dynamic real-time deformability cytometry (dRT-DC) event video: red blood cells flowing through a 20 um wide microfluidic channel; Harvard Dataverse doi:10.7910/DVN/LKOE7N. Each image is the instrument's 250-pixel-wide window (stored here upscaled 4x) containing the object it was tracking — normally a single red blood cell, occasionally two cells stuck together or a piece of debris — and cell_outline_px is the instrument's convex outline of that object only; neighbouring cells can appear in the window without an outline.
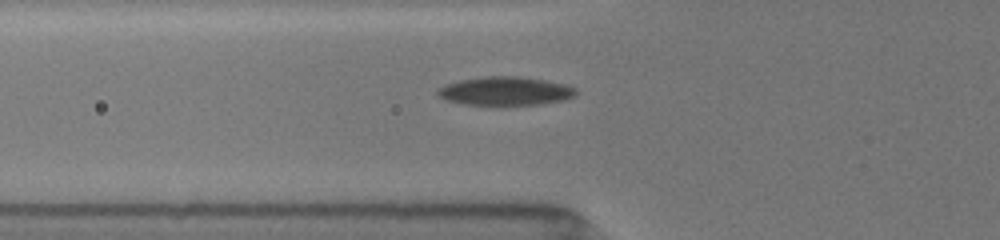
{"species": "common noctule bat (a hibernating species)", "species_latin": "Nyctalus noctula", "temperature_condition": "room temperature", "stored_images_in_passage": 56, "camera_frame_rate_fps": 3000, "um_per_image_px": 0.085, "animal": {"sex": "female", "body_mass_g": 19.5, "forearm_length_mm": 54.1}, "frame": {"image": 1, "passage_image": 5, "time_ms": 1.333, "image_size_px": [1000, 240], "cell_outline_px": [[576, 92], [572, 96], [564, 100], [540, 104], [504, 108], [496, 108], [464, 104], [448, 100], [440, 96], [436, 92], [444, 84], [460, 80], [488, 76], [516, 76], [544, 80], [564, 84], [576, 88]], "centroid_in_image_um": [42.93, 7.79], "position_along_channel_um": 82.9, "area_um2": 23.76}}
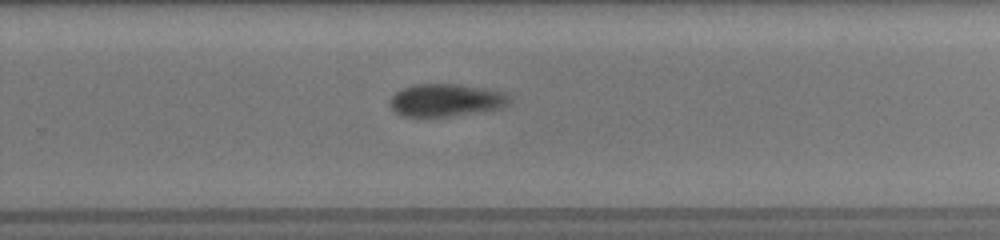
{"frame": {"image": 2, "passage_image": 29, "time_ms": 6.667, "image_size_px": [1000, 240], "cell_outline_px": [[512, 100], [504, 108], [448, 116], [400, 116], [392, 108], [392, 96], [396, 92], [404, 88], [416, 84], [460, 84], [484, 88], [504, 92]], "centroid_in_image_um": [37.96, 8.51], "position_along_channel_um": 291.8, "area_um2": 22.48}}
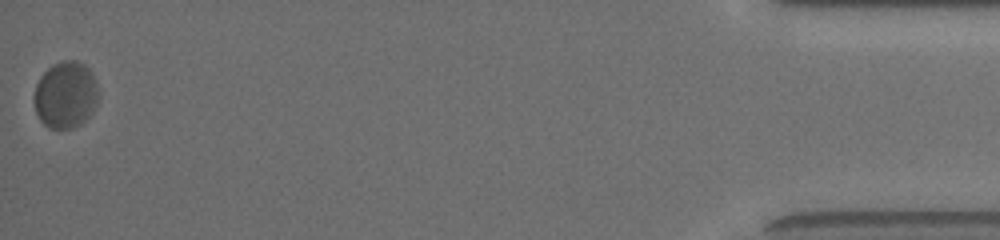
{"frame": {"image": 3, "passage_image": 56, "time_ms": 12.333, "image_size_px": [1000, 240], "cell_outline_px": [[96, 104], [92, 112], [80, 124], [72, 128], [48, 128], [40, 120], [36, 112], [32, 100], [32, 96], [36, 84], [40, 76], [52, 64], [64, 60], [76, 60], [84, 64], [92, 72], [96, 84]], "centroid_in_image_um": [5.52, 8.05], "position_along_channel_um": 429.7, "area_um2": 25.09}, "authors_computed_cell_mechanics": {"area_um2": 23.6691, "velocity_mm_per_s": 3.9221, "shape_relaxation_time_tau1_ms": 7.378, "shape_relaxation_time_tau2_ms": 1.4924, "deformation_change_tau1": 0.1336, "deformation_change_tau2": 0.064}}